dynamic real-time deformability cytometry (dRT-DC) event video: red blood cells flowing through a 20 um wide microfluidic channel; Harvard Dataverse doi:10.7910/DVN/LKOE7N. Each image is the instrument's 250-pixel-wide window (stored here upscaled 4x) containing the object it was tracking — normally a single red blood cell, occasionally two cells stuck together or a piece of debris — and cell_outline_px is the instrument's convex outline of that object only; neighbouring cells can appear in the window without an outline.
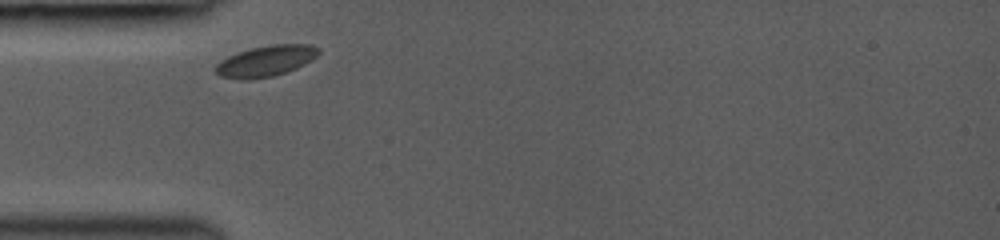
{"species": "common noctule bat (a hibernating species)", "species_latin": "Nyctalus noctula", "temperature_condition": "room temperature", "stored_images_in_passage": 4, "camera_frame_rate_fps": 3000, "um_per_image_px": 0.085, "animal": {"sex": "female", "body_mass_g": 19.0, "forearm_length_mm": 53.3}, "frame": {"image": 1, "passage_image": 1, "time_ms": 0.0, "image_size_px": [1000, 240], "cell_outline_px": [[320, 52], [312, 60], [296, 68], [272, 76], [252, 80], [240, 80], [220, 76], [212, 68], [220, 60], [228, 56], [252, 48], [272, 44], [312, 44], [320, 48]], "centroid_in_image_um": [22.58, 5.19], "position_along_channel_um": 62.4, "area_um2": 18.67}}
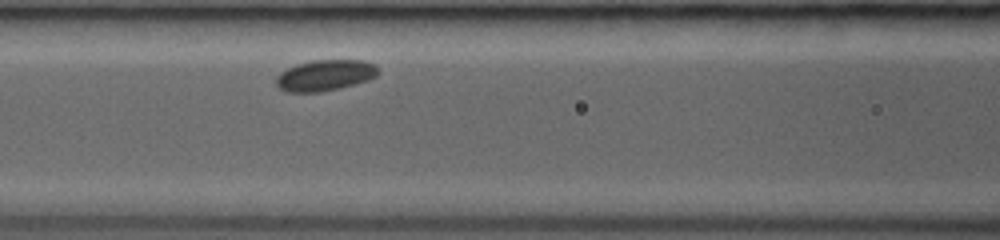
{"frame": {"image": 2, "passage_image": 4, "time_ms": 2.0, "image_size_px": [1000, 240], "cell_outline_px": [[380, 72], [376, 76], [368, 80], [356, 84], [340, 88], [320, 92], [288, 92], [280, 88], [276, 84], [276, 76], [280, 72], [296, 64], [312, 60], [364, 60], [376, 64]], "centroid_in_image_um": [27.66, 6.39], "position_along_channel_um": 138.9, "area_um2": 18.61}}